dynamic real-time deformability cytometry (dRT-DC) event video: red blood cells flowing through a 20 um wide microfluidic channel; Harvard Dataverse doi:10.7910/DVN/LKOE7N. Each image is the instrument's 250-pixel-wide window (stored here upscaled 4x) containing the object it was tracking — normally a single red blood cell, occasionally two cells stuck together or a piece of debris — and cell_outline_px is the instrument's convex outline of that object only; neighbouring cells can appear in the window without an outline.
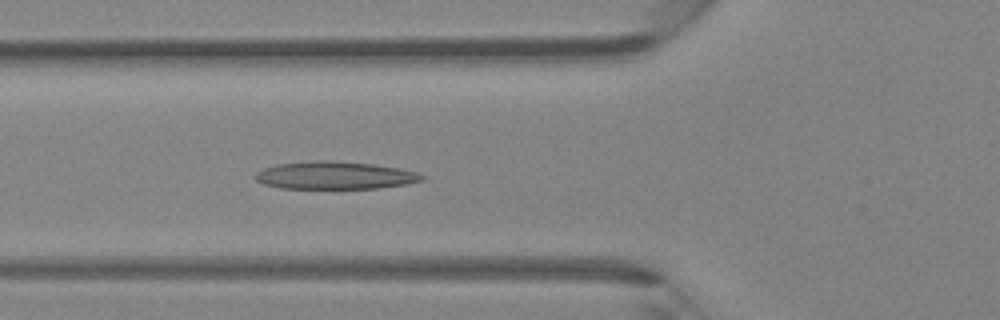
{"species": "Egyptian fruit bat (a non-hibernating species)", "species_latin": "Rousettus aegyptiacus", "temperature_condition": "room temperature", "stored_images_in_passage": 46, "camera_frame_rate_fps": 3000, "um_per_image_px": 0.085, "animal": {"sex": "female"}, "frame": {"image": 1, "passage_image": 17, "time_ms": 5.333, "image_size_px": [1000, 320], "cell_outline_px": [[424, 180], [408, 184], [380, 188], [280, 188], [264, 184], [256, 180], [256, 172], [264, 168], [276, 164], [316, 160], [332, 160], [372, 164], [400, 168], [416, 172], [424, 176]], "centroid_in_image_um": [28.48, 14.9], "position_along_channel_um": 97.3, "area_um2": 26.88}}
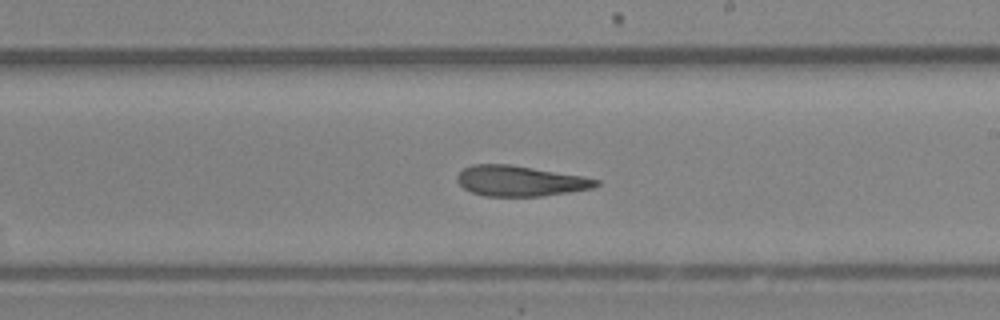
{"frame": {"image": 2, "passage_image": 27, "time_ms": 8.667, "image_size_px": [1000, 320], "cell_outline_px": [[600, 184], [596, 188], [540, 196], [484, 196], [472, 192], [464, 188], [456, 180], [456, 176], [464, 168], [472, 164], [512, 164], [584, 176], [600, 180]], "centroid_in_image_um": [44.24, 15.37], "position_along_channel_um": 244.8, "area_um2": 24.85}}
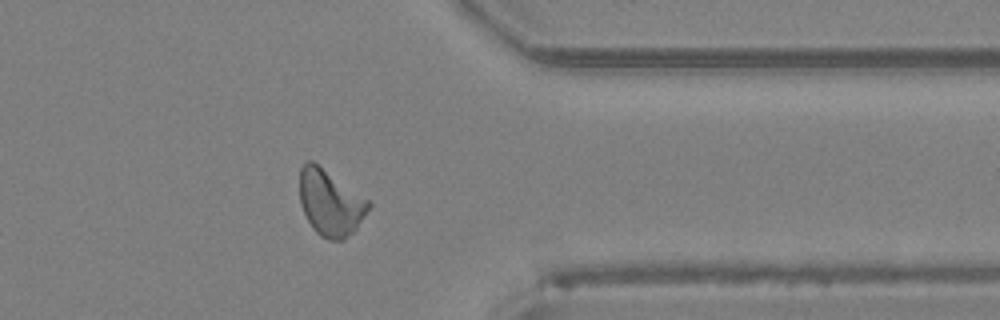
{"frame": {"image": 3, "passage_image": 37, "time_ms": 12.0, "image_size_px": [1000, 320], "cell_outline_px": [[372, 204], [356, 228], [344, 240], [328, 240], [320, 236], [312, 228], [300, 204], [300, 168], [308, 160], [312, 160], [368, 200]], "centroid_in_image_um": [28.05, 17.25], "position_along_channel_um": 383.3, "area_um2": 26.13}}